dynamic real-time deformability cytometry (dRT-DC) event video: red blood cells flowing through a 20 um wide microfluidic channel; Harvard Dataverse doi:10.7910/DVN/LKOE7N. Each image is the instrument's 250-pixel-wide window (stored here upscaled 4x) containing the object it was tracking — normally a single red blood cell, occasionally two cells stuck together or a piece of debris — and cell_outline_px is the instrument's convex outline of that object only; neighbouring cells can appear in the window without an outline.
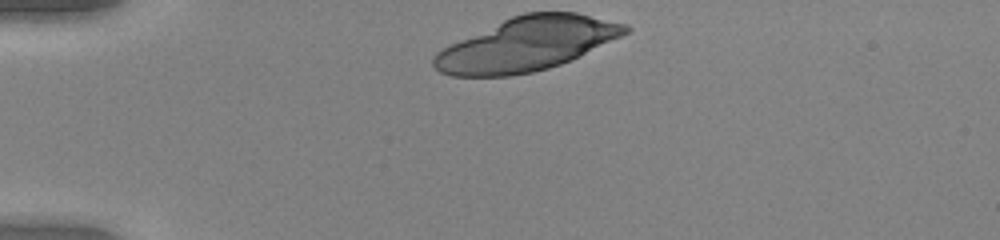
{"species": "human", "species_latin": "Homo sapiens", "temperature_condition": "warm", "stored_images_in_passage": 29, "camera_frame_rate_fps": 3000, "um_per_image_px": 0.085, "donor": {"sex": "female"}, "frame": {"image": 1, "passage_image": 1, "time_ms": 0.0, "image_size_px": [1000, 240], "cell_outline_px": [[632, 28], [628, 32], [572, 60], [548, 68], [532, 72], [508, 76], [452, 76], [440, 72], [432, 64], [432, 60], [436, 52], [460, 40], [512, 16], [524, 12], [576, 12], [628, 24]], "centroid_in_image_um": [44.81, 3.75], "position_along_channel_um": 40.2, "area_um2": 59.25}}